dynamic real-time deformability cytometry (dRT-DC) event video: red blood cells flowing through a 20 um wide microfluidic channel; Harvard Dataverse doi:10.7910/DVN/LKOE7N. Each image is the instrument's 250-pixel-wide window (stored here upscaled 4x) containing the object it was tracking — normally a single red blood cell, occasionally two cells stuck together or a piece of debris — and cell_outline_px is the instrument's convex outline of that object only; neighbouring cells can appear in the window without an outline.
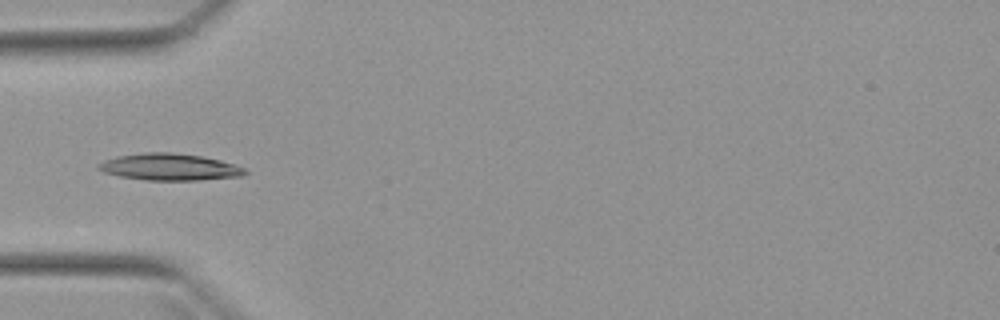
{"species": "Egyptian fruit bat (a non-hibernating species)", "species_latin": "Rousettus aegyptiacus", "temperature_condition": "warm", "stored_images_in_passage": 6, "camera_frame_rate_fps": 3000, "um_per_image_px": 0.085, "animal": {"sex": "female"}, "frame": {"image": 1, "passage_image": 5, "time_ms": 5.0, "image_size_px": [1000, 320], "cell_outline_px": [[248, 172], [240, 176], [200, 180], [148, 180], [120, 176], [104, 172], [96, 168], [96, 164], [104, 160], [116, 156], [144, 152], [172, 152], [200, 156], [220, 160], [244, 168]], "centroid_in_image_um": [14.36, 14.19], "position_along_channel_um": 70.6, "area_um2": 22.77}}
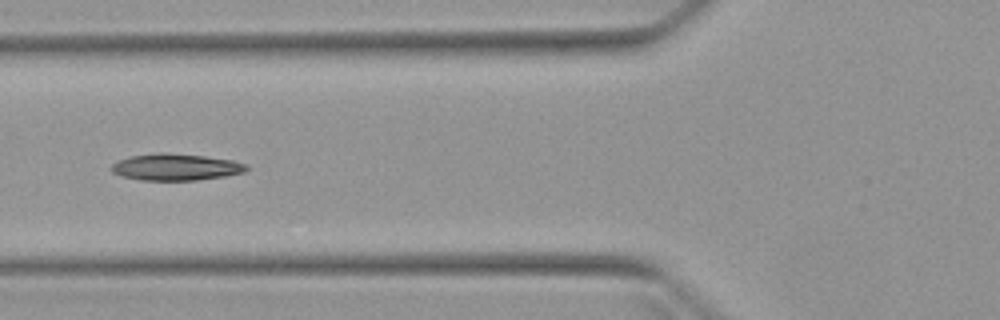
{"frame": {"image": 2, "passage_image": 6, "time_ms": 6.0, "image_size_px": [1000, 320], "cell_outline_px": [[248, 168], [244, 172], [224, 176], [196, 180], [140, 180], [120, 176], [112, 172], [108, 168], [116, 160], [132, 156], [160, 152], [164, 152], [204, 156], [232, 160], [248, 164]], "centroid_in_image_um": [14.89, 14.2], "position_along_channel_um": 110.9, "area_um2": 21.1}}